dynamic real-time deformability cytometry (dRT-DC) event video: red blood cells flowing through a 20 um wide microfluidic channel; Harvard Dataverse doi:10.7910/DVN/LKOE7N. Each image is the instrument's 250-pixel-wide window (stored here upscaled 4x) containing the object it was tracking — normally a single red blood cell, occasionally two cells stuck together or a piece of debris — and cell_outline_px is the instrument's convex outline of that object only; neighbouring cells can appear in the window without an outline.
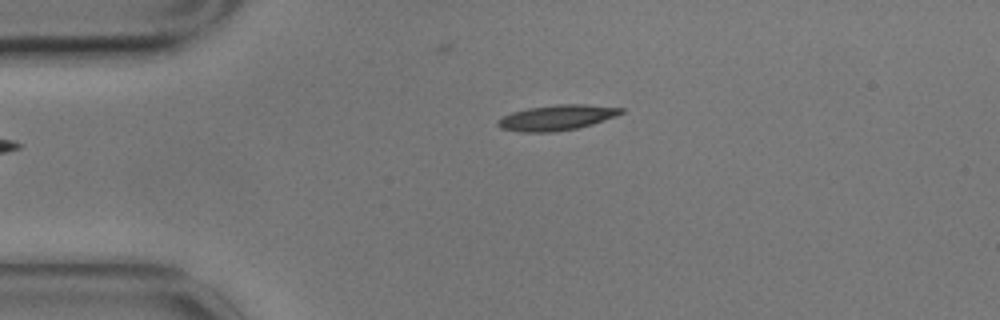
{"species": "common noctule bat (a hibernating species)", "species_latin": "Nyctalus noctula", "temperature_condition": "cold", "stored_images_in_passage": 2, "camera_frame_rate_fps": 3000, "um_per_image_px": 0.085, "animal": {"sex": "male", "body_mass_g": 17.9}, "frame": {"image": 1, "passage_image": 1, "time_ms": 0.0, "image_size_px": [1000, 320], "cell_outline_px": [[624, 112], [616, 116], [592, 124], [576, 128], [556, 132], [520, 132], [500, 128], [496, 124], [496, 120], [512, 112], [528, 108], [556, 104], [584, 104], [624, 108]], "centroid_in_image_um": [47.3, 10.0], "position_along_channel_um": 37.7, "area_um2": 18.26}}